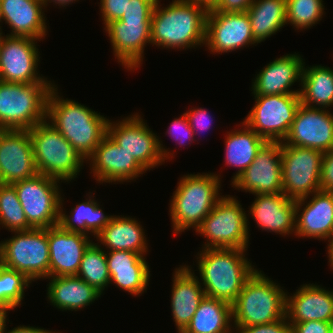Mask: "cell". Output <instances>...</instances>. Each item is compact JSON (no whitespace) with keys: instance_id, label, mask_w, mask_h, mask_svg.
Segmentation results:
<instances>
[{"instance_id":"obj_1","label":"cell","mask_w":333,"mask_h":333,"mask_svg":"<svg viewBox=\"0 0 333 333\" xmlns=\"http://www.w3.org/2000/svg\"><path fill=\"white\" fill-rule=\"evenodd\" d=\"M161 6L159 4L153 10L151 45L186 50L205 44L208 2L172 0L167 7Z\"/></svg>"},{"instance_id":"obj_2","label":"cell","mask_w":333,"mask_h":333,"mask_svg":"<svg viewBox=\"0 0 333 333\" xmlns=\"http://www.w3.org/2000/svg\"><path fill=\"white\" fill-rule=\"evenodd\" d=\"M56 86L48 96L46 120L86 160L107 134L109 119L75 100L61 98Z\"/></svg>"},{"instance_id":"obj_3","label":"cell","mask_w":333,"mask_h":333,"mask_svg":"<svg viewBox=\"0 0 333 333\" xmlns=\"http://www.w3.org/2000/svg\"><path fill=\"white\" fill-rule=\"evenodd\" d=\"M198 252L197 267L200 284L207 297L232 305L246 280L256 271L245 257L246 249L206 248ZM199 259V260H198Z\"/></svg>"},{"instance_id":"obj_4","label":"cell","mask_w":333,"mask_h":333,"mask_svg":"<svg viewBox=\"0 0 333 333\" xmlns=\"http://www.w3.org/2000/svg\"><path fill=\"white\" fill-rule=\"evenodd\" d=\"M221 175L216 173L187 174L181 177L170 199L169 212L173 233L200 226L222 197Z\"/></svg>"},{"instance_id":"obj_5","label":"cell","mask_w":333,"mask_h":333,"mask_svg":"<svg viewBox=\"0 0 333 333\" xmlns=\"http://www.w3.org/2000/svg\"><path fill=\"white\" fill-rule=\"evenodd\" d=\"M262 271L246 280L232 304L233 327L261 325L286 316V291Z\"/></svg>"},{"instance_id":"obj_6","label":"cell","mask_w":333,"mask_h":333,"mask_svg":"<svg viewBox=\"0 0 333 333\" xmlns=\"http://www.w3.org/2000/svg\"><path fill=\"white\" fill-rule=\"evenodd\" d=\"M28 132L39 174L68 183L77 177L86 160L52 124L45 119Z\"/></svg>"},{"instance_id":"obj_7","label":"cell","mask_w":333,"mask_h":333,"mask_svg":"<svg viewBox=\"0 0 333 333\" xmlns=\"http://www.w3.org/2000/svg\"><path fill=\"white\" fill-rule=\"evenodd\" d=\"M54 84L0 81V125L8 130H29L44 121Z\"/></svg>"},{"instance_id":"obj_8","label":"cell","mask_w":333,"mask_h":333,"mask_svg":"<svg viewBox=\"0 0 333 333\" xmlns=\"http://www.w3.org/2000/svg\"><path fill=\"white\" fill-rule=\"evenodd\" d=\"M239 200L232 195H222L212 211L204 218L195 230L205 236L206 248H239L248 249L249 220Z\"/></svg>"},{"instance_id":"obj_9","label":"cell","mask_w":333,"mask_h":333,"mask_svg":"<svg viewBox=\"0 0 333 333\" xmlns=\"http://www.w3.org/2000/svg\"><path fill=\"white\" fill-rule=\"evenodd\" d=\"M12 233L10 239L0 241V264L23 273L31 282L50 277L48 228Z\"/></svg>"},{"instance_id":"obj_10","label":"cell","mask_w":333,"mask_h":333,"mask_svg":"<svg viewBox=\"0 0 333 333\" xmlns=\"http://www.w3.org/2000/svg\"><path fill=\"white\" fill-rule=\"evenodd\" d=\"M107 135L146 170L172 159L174 151L165 148L162 141L138 113L116 122L108 121ZM168 149V150H167Z\"/></svg>"},{"instance_id":"obj_11","label":"cell","mask_w":333,"mask_h":333,"mask_svg":"<svg viewBox=\"0 0 333 333\" xmlns=\"http://www.w3.org/2000/svg\"><path fill=\"white\" fill-rule=\"evenodd\" d=\"M60 180L38 174L12 185L33 229H47L59 224L61 190Z\"/></svg>"},{"instance_id":"obj_12","label":"cell","mask_w":333,"mask_h":333,"mask_svg":"<svg viewBox=\"0 0 333 333\" xmlns=\"http://www.w3.org/2000/svg\"><path fill=\"white\" fill-rule=\"evenodd\" d=\"M244 122L267 142H283L301 105L300 94L254 96Z\"/></svg>"},{"instance_id":"obj_13","label":"cell","mask_w":333,"mask_h":333,"mask_svg":"<svg viewBox=\"0 0 333 333\" xmlns=\"http://www.w3.org/2000/svg\"><path fill=\"white\" fill-rule=\"evenodd\" d=\"M323 152L282 144V188L291 199H299L320 190Z\"/></svg>"},{"instance_id":"obj_14","label":"cell","mask_w":333,"mask_h":333,"mask_svg":"<svg viewBox=\"0 0 333 333\" xmlns=\"http://www.w3.org/2000/svg\"><path fill=\"white\" fill-rule=\"evenodd\" d=\"M38 50L35 39L4 34L0 48V81L24 84L52 83L38 74Z\"/></svg>"},{"instance_id":"obj_15","label":"cell","mask_w":333,"mask_h":333,"mask_svg":"<svg viewBox=\"0 0 333 333\" xmlns=\"http://www.w3.org/2000/svg\"><path fill=\"white\" fill-rule=\"evenodd\" d=\"M255 44L258 43L254 40L247 12L208 10L204 45L212 54L228 53Z\"/></svg>"},{"instance_id":"obj_16","label":"cell","mask_w":333,"mask_h":333,"mask_svg":"<svg viewBox=\"0 0 333 333\" xmlns=\"http://www.w3.org/2000/svg\"><path fill=\"white\" fill-rule=\"evenodd\" d=\"M281 148V142H266L232 187L253 195L283 192Z\"/></svg>"},{"instance_id":"obj_17","label":"cell","mask_w":333,"mask_h":333,"mask_svg":"<svg viewBox=\"0 0 333 333\" xmlns=\"http://www.w3.org/2000/svg\"><path fill=\"white\" fill-rule=\"evenodd\" d=\"M281 144L327 152L333 149V113L301 104Z\"/></svg>"},{"instance_id":"obj_18","label":"cell","mask_w":333,"mask_h":333,"mask_svg":"<svg viewBox=\"0 0 333 333\" xmlns=\"http://www.w3.org/2000/svg\"><path fill=\"white\" fill-rule=\"evenodd\" d=\"M90 161V163H89ZM98 183L131 182L146 170L107 134L86 160Z\"/></svg>"},{"instance_id":"obj_19","label":"cell","mask_w":333,"mask_h":333,"mask_svg":"<svg viewBox=\"0 0 333 333\" xmlns=\"http://www.w3.org/2000/svg\"><path fill=\"white\" fill-rule=\"evenodd\" d=\"M104 30L118 63L128 71L139 68L144 49L147 43L151 44V20H115L104 26Z\"/></svg>"},{"instance_id":"obj_20","label":"cell","mask_w":333,"mask_h":333,"mask_svg":"<svg viewBox=\"0 0 333 333\" xmlns=\"http://www.w3.org/2000/svg\"><path fill=\"white\" fill-rule=\"evenodd\" d=\"M38 174L28 130H7L0 141V183L13 184Z\"/></svg>"},{"instance_id":"obj_21","label":"cell","mask_w":333,"mask_h":333,"mask_svg":"<svg viewBox=\"0 0 333 333\" xmlns=\"http://www.w3.org/2000/svg\"><path fill=\"white\" fill-rule=\"evenodd\" d=\"M295 202V235L330 239L333 234V192L319 190Z\"/></svg>"},{"instance_id":"obj_22","label":"cell","mask_w":333,"mask_h":333,"mask_svg":"<svg viewBox=\"0 0 333 333\" xmlns=\"http://www.w3.org/2000/svg\"><path fill=\"white\" fill-rule=\"evenodd\" d=\"M90 236L64 230L59 224L48 228L50 277L76 276Z\"/></svg>"},{"instance_id":"obj_23","label":"cell","mask_w":333,"mask_h":333,"mask_svg":"<svg viewBox=\"0 0 333 333\" xmlns=\"http://www.w3.org/2000/svg\"><path fill=\"white\" fill-rule=\"evenodd\" d=\"M302 57L295 52V54H284L268 63L253 78L252 94L254 96L299 94L300 88L293 91L291 86L295 82L301 83L302 67L304 65Z\"/></svg>"},{"instance_id":"obj_24","label":"cell","mask_w":333,"mask_h":333,"mask_svg":"<svg viewBox=\"0 0 333 333\" xmlns=\"http://www.w3.org/2000/svg\"><path fill=\"white\" fill-rule=\"evenodd\" d=\"M325 289L309 283L301 285L292 295L286 293V317L290 326L311 320H333V291Z\"/></svg>"},{"instance_id":"obj_25","label":"cell","mask_w":333,"mask_h":333,"mask_svg":"<svg viewBox=\"0 0 333 333\" xmlns=\"http://www.w3.org/2000/svg\"><path fill=\"white\" fill-rule=\"evenodd\" d=\"M44 9L42 0H0V22L9 25L8 36L41 41L48 32Z\"/></svg>"},{"instance_id":"obj_26","label":"cell","mask_w":333,"mask_h":333,"mask_svg":"<svg viewBox=\"0 0 333 333\" xmlns=\"http://www.w3.org/2000/svg\"><path fill=\"white\" fill-rule=\"evenodd\" d=\"M248 212L257 227L262 231L274 232L282 236L295 234L294 199L283 192L278 194H256Z\"/></svg>"},{"instance_id":"obj_27","label":"cell","mask_w":333,"mask_h":333,"mask_svg":"<svg viewBox=\"0 0 333 333\" xmlns=\"http://www.w3.org/2000/svg\"><path fill=\"white\" fill-rule=\"evenodd\" d=\"M146 257L128 250L106 252L110 284L133 296H140L149 286L150 269Z\"/></svg>"},{"instance_id":"obj_28","label":"cell","mask_w":333,"mask_h":333,"mask_svg":"<svg viewBox=\"0 0 333 333\" xmlns=\"http://www.w3.org/2000/svg\"><path fill=\"white\" fill-rule=\"evenodd\" d=\"M192 267L181 265L173 273L171 311L177 332L182 333L190 324L200 302L206 296L200 279Z\"/></svg>"},{"instance_id":"obj_29","label":"cell","mask_w":333,"mask_h":333,"mask_svg":"<svg viewBox=\"0 0 333 333\" xmlns=\"http://www.w3.org/2000/svg\"><path fill=\"white\" fill-rule=\"evenodd\" d=\"M47 298L62 311H79L101 297L102 293L78 276L48 277Z\"/></svg>"},{"instance_id":"obj_30","label":"cell","mask_w":333,"mask_h":333,"mask_svg":"<svg viewBox=\"0 0 333 333\" xmlns=\"http://www.w3.org/2000/svg\"><path fill=\"white\" fill-rule=\"evenodd\" d=\"M142 225L132 217L114 215L106 227L96 236L100 246L107 251L128 250L145 256L148 251L147 238Z\"/></svg>"},{"instance_id":"obj_31","label":"cell","mask_w":333,"mask_h":333,"mask_svg":"<svg viewBox=\"0 0 333 333\" xmlns=\"http://www.w3.org/2000/svg\"><path fill=\"white\" fill-rule=\"evenodd\" d=\"M241 128L227 132L225 136V163L237 168L232 176L233 183L254 161L258 151L267 142L256 134L244 121Z\"/></svg>"},{"instance_id":"obj_32","label":"cell","mask_w":333,"mask_h":333,"mask_svg":"<svg viewBox=\"0 0 333 333\" xmlns=\"http://www.w3.org/2000/svg\"><path fill=\"white\" fill-rule=\"evenodd\" d=\"M88 198L82 203L71 208L70 215L66 214L63 207V195L60 200L59 225L66 231L80 232L94 235V238L111 221L113 215H105L100 204L93 199L95 193L89 192ZM63 207V208H62ZM90 232V233H89Z\"/></svg>"},{"instance_id":"obj_33","label":"cell","mask_w":333,"mask_h":333,"mask_svg":"<svg viewBox=\"0 0 333 333\" xmlns=\"http://www.w3.org/2000/svg\"><path fill=\"white\" fill-rule=\"evenodd\" d=\"M300 101L301 104L318 109H330L333 106V69L313 65L306 66L301 74Z\"/></svg>"},{"instance_id":"obj_34","label":"cell","mask_w":333,"mask_h":333,"mask_svg":"<svg viewBox=\"0 0 333 333\" xmlns=\"http://www.w3.org/2000/svg\"><path fill=\"white\" fill-rule=\"evenodd\" d=\"M232 305L205 296L182 333H233Z\"/></svg>"},{"instance_id":"obj_35","label":"cell","mask_w":333,"mask_h":333,"mask_svg":"<svg viewBox=\"0 0 333 333\" xmlns=\"http://www.w3.org/2000/svg\"><path fill=\"white\" fill-rule=\"evenodd\" d=\"M286 0H254L246 11L257 43L265 41L286 25Z\"/></svg>"},{"instance_id":"obj_36","label":"cell","mask_w":333,"mask_h":333,"mask_svg":"<svg viewBox=\"0 0 333 333\" xmlns=\"http://www.w3.org/2000/svg\"><path fill=\"white\" fill-rule=\"evenodd\" d=\"M98 243L92 242L85 250L76 276L85 280L90 286L103 294L110 284L106 251Z\"/></svg>"},{"instance_id":"obj_37","label":"cell","mask_w":333,"mask_h":333,"mask_svg":"<svg viewBox=\"0 0 333 333\" xmlns=\"http://www.w3.org/2000/svg\"><path fill=\"white\" fill-rule=\"evenodd\" d=\"M0 225L10 232L33 229L27 222L17 192L12 184L0 183Z\"/></svg>"},{"instance_id":"obj_38","label":"cell","mask_w":333,"mask_h":333,"mask_svg":"<svg viewBox=\"0 0 333 333\" xmlns=\"http://www.w3.org/2000/svg\"><path fill=\"white\" fill-rule=\"evenodd\" d=\"M323 0H286V24L295 30L309 29L322 20Z\"/></svg>"},{"instance_id":"obj_39","label":"cell","mask_w":333,"mask_h":333,"mask_svg":"<svg viewBox=\"0 0 333 333\" xmlns=\"http://www.w3.org/2000/svg\"><path fill=\"white\" fill-rule=\"evenodd\" d=\"M32 282L21 272L0 264V305L14 310L22 304L24 290Z\"/></svg>"},{"instance_id":"obj_40","label":"cell","mask_w":333,"mask_h":333,"mask_svg":"<svg viewBox=\"0 0 333 333\" xmlns=\"http://www.w3.org/2000/svg\"><path fill=\"white\" fill-rule=\"evenodd\" d=\"M169 134V136L177 141L179 145L185 146L188 140V144H191L193 141L196 140L194 137V132L190 127V124L187 120V117L185 113L181 115V117L175 118L170 126L168 127V130L166 132Z\"/></svg>"},{"instance_id":"obj_41","label":"cell","mask_w":333,"mask_h":333,"mask_svg":"<svg viewBox=\"0 0 333 333\" xmlns=\"http://www.w3.org/2000/svg\"><path fill=\"white\" fill-rule=\"evenodd\" d=\"M233 329L235 333H291V326L286 316L271 323L235 327Z\"/></svg>"},{"instance_id":"obj_42","label":"cell","mask_w":333,"mask_h":333,"mask_svg":"<svg viewBox=\"0 0 333 333\" xmlns=\"http://www.w3.org/2000/svg\"><path fill=\"white\" fill-rule=\"evenodd\" d=\"M184 113L187 117V120L190 124L191 129L194 132L195 137H196V134L198 135V133H200L204 130L207 131V130L211 129L212 124H213L212 120L214 117L211 118L212 115L210 114V112H208V110H206L202 107L201 108L193 107Z\"/></svg>"},{"instance_id":"obj_43","label":"cell","mask_w":333,"mask_h":333,"mask_svg":"<svg viewBox=\"0 0 333 333\" xmlns=\"http://www.w3.org/2000/svg\"><path fill=\"white\" fill-rule=\"evenodd\" d=\"M130 0H100V13L103 24L119 20L126 12Z\"/></svg>"},{"instance_id":"obj_44","label":"cell","mask_w":333,"mask_h":333,"mask_svg":"<svg viewBox=\"0 0 333 333\" xmlns=\"http://www.w3.org/2000/svg\"><path fill=\"white\" fill-rule=\"evenodd\" d=\"M154 7L146 0H130L126 12L119 20H151Z\"/></svg>"},{"instance_id":"obj_45","label":"cell","mask_w":333,"mask_h":333,"mask_svg":"<svg viewBox=\"0 0 333 333\" xmlns=\"http://www.w3.org/2000/svg\"><path fill=\"white\" fill-rule=\"evenodd\" d=\"M254 0H211L209 10L223 13L246 12Z\"/></svg>"},{"instance_id":"obj_46","label":"cell","mask_w":333,"mask_h":333,"mask_svg":"<svg viewBox=\"0 0 333 333\" xmlns=\"http://www.w3.org/2000/svg\"><path fill=\"white\" fill-rule=\"evenodd\" d=\"M320 190L333 192V149L323 153Z\"/></svg>"},{"instance_id":"obj_47","label":"cell","mask_w":333,"mask_h":333,"mask_svg":"<svg viewBox=\"0 0 333 333\" xmlns=\"http://www.w3.org/2000/svg\"><path fill=\"white\" fill-rule=\"evenodd\" d=\"M330 322L325 321H306L294 323L291 326V333H329Z\"/></svg>"},{"instance_id":"obj_48","label":"cell","mask_w":333,"mask_h":333,"mask_svg":"<svg viewBox=\"0 0 333 333\" xmlns=\"http://www.w3.org/2000/svg\"><path fill=\"white\" fill-rule=\"evenodd\" d=\"M3 333H60L55 331H49L44 328H38L33 326H25V325H19L18 327H14L12 330H8L5 328Z\"/></svg>"},{"instance_id":"obj_49","label":"cell","mask_w":333,"mask_h":333,"mask_svg":"<svg viewBox=\"0 0 333 333\" xmlns=\"http://www.w3.org/2000/svg\"><path fill=\"white\" fill-rule=\"evenodd\" d=\"M10 310H12V309L8 308L4 305H0V333H3L4 329L8 328V327H6L7 326L6 322L8 320L7 319V317H8L7 313Z\"/></svg>"},{"instance_id":"obj_50","label":"cell","mask_w":333,"mask_h":333,"mask_svg":"<svg viewBox=\"0 0 333 333\" xmlns=\"http://www.w3.org/2000/svg\"><path fill=\"white\" fill-rule=\"evenodd\" d=\"M76 1H79V0H42L45 8H47L48 3H52V2H53V4L55 3L56 6L58 4V6L61 8V6L66 7V6H69V4H71V3H75Z\"/></svg>"},{"instance_id":"obj_51","label":"cell","mask_w":333,"mask_h":333,"mask_svg":"<svg viewBox=\"0 0 333 333\" xmlns=\"http://www.w3.org/2000/svg\"><path fill=\"white\" fill-rule=\"evenodd\" d=\"M328 246H327V249H328V262L330 264V267L332 268L333 270V234L331 236V238L328 240Z\"/></svg>"},{"instance_id":"obj_52","label":"cell","mask_w":333,"mask_h":333,"mask_svg":"<svg viewBox=\"0 0 333 333\" xmlns=\"http://www.w3.org/2000/svg\"><path fill=\"white\" fill-rule=\"evenodd\" d=\"M8 129L0 125V141Z\"/></svg>"},{"instance_id":"obj_53","label":"cell","mask_w":333,"mask_h":333,"mask_svg":"<svg viewBox=\"0 0 333 333\" xmlns=\"http://www.w3.org/2000/svg\"><path fill=\"white\" fill-rule=\"evenodd\" d=\"M148 1L149 3L153 4L154 6H157L160 4V1L159 0H146Z\"/></svg>"},{"instance_id":"obj_54","label":"cell","mask_w":333,"mask_h":333,"mask_svg":"<svg viewBox=\"0 0 333 333\" xmlns=\"http://www.w3.org/2000/svg\"><path fill=\"white\" fill-rule=\"evenodd\" d=\"M3 39H4V36L2 34V30L0 29V48H1V44H2Z\"/></svg>"},{"instance_id":"obj_55","label":"cell","mask_w":333,"mask_h":333,"mask_svg":"<svg viewBox=\"0 0 333 333\" xmlns=\"http://www.w3.org/2000/svg\"><path fill=\"white\" fill-rule=\"evenodd\" d=\"M329 333H333V320L330 322V332Z\"/></svg>"}]
</instances>
